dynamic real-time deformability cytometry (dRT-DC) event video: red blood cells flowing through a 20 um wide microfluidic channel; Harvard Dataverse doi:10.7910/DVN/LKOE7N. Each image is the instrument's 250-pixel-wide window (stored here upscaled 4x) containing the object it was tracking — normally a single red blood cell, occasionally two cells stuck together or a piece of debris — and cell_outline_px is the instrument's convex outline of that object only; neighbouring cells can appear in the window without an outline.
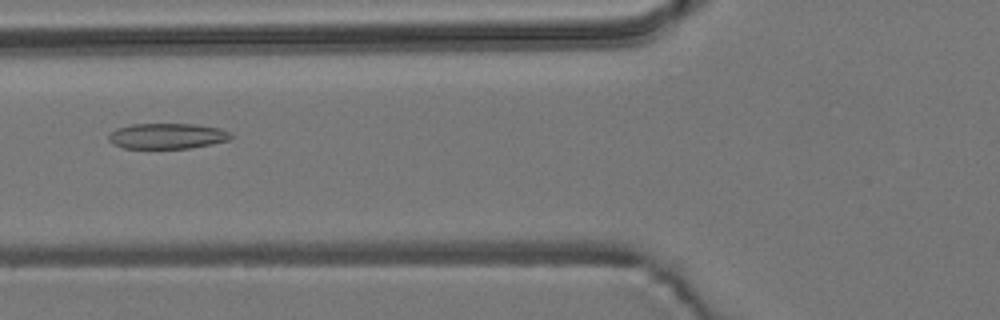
{"species": "common noctule bat (a hibernating species)", "species_latin": "Nyctalus noctula", "temperature_condition": "room temperature", "stored_images_in_passage": 55, "camera_frame_rate_fps": 3000, "um_per_image_px": 0.085, "animal": {"sex": "male", "body_mass_g": 19.2, "forearm_length_mm": 51.8}, "frame": {"image": 1, "passage_image": 21, "time_ms": 6.667, "image_size_px": [1000, 320], "cell_outline_px": [[236, 136], [228, 140], [212, 144], [188, 148], [124, 148], [112, 144], [108, 140], [108, 136], [116, 128], [132, 124], [196, 124], [220, 128], [232, 132]], "centroid_in_image_um": [14.25, 11.56], "position_along_channel_um": 111.5, "area_um2": 18.38}}
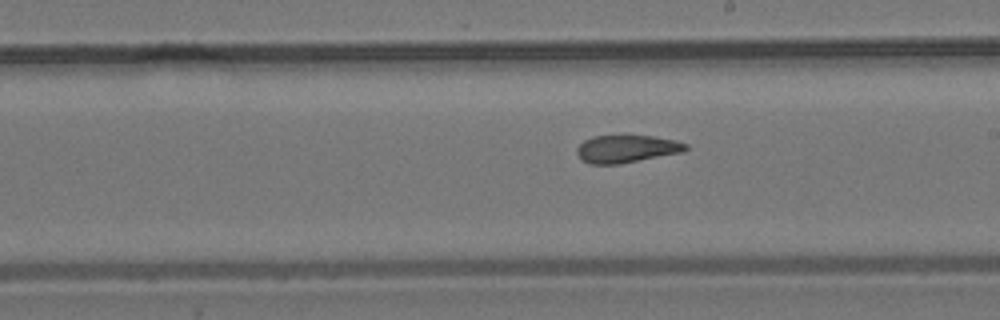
{"frame": {"image": 2, "passage_image": 31, "time_ms": 10.0, "image_size_px": [1000, 320], "cell_outline_px": [[688, 148], [684, 152], [620, 164], [588, 164], [580, 160], [576, 152], [576, 148], [584, 140], [592, 136], [624, 132], [652, 136], [676, 140], [688, 144]], "centroid_in_image_um": [53.23, 12.61], "position_along_channel_um": 235.8, "area_um2": 18.55}}
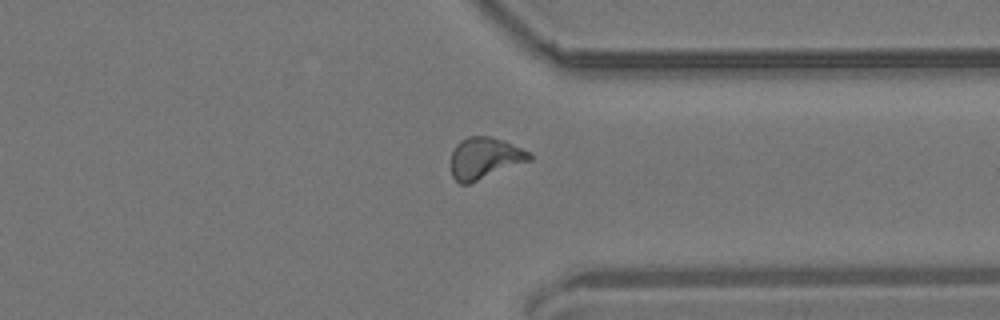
{"frame": {"image": 3, "passage_image": 42, "time_ms": 13.667, "image_size_px": [1000, 320], "cell_outline_px": [[532, 160], [468, 184], [460, 184], [452, 176], [452, 152], [456, 144], [460, 140], [468, 136], [492, 136], [504, 140], [532, 152]], "centroid_in_image_um": [41.23, 13.42], "position_along_channel_um": 370.2, "area_um2": 19.13}, "authors_computed_cell_mechanics": {"area_um2": 18.5538, "velocity_mm_per_s": 3.7187, "shape_relaxation_time_tau1_ms": null, "shape_relaxation_time_tau2_ms": 2.5208, "deformation_change_tau1": null, "deformation_change_tau2": 0.1087}}